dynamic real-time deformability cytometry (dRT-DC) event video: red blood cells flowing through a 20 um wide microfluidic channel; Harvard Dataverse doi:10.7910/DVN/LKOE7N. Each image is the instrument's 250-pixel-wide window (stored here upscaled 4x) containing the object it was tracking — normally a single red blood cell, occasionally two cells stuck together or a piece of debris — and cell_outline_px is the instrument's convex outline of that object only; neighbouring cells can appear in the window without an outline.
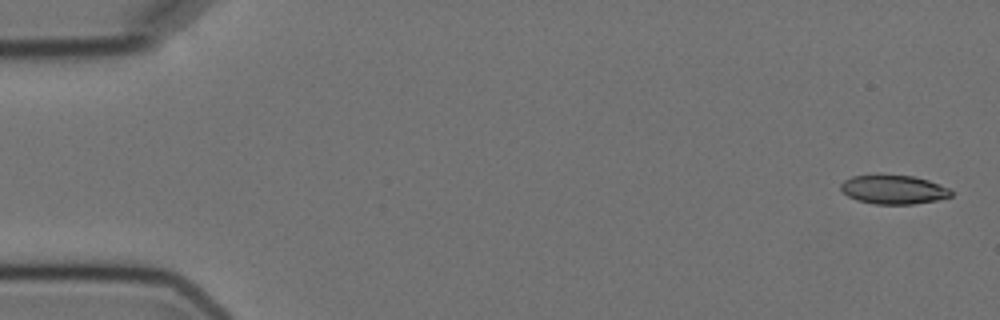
{"species": "Egyptian fruit bat (a non-hibernating species)", "species_latin": "Rousettus aegyptiacus", "temperature_condition": "cold", "stored_images_in_passage": 6, "segment_of_instrument_passage": [1, 2], "camera_frame_rate_fps": 3000, "um_per_image_px": 0.085, "animal": {"sex": "female"}, "frame": {"image": 1, "passage_image": 1, "time_ms": 0.0, "image_size_px": [1000, 320], "cell_outline_px": [[952, 196], [936, 200], [912, 204], [876, 204], [856, 200], [848, 196], [840, 188], [840, 184], [844, 180], [852, 176], [876, 172], [912, 176], [928, 180], [948, 188], [952, 192]], "centroid_in_image_um": [75.89, 16.07], "position_along_channel_um": 9.1, "area_um2": 19.07}}
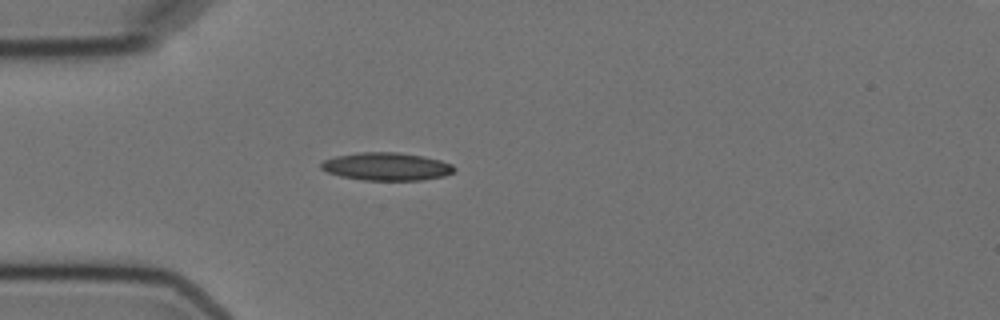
{"frame": {"image": 2, "passage_image": 5, "time_ms": 4.667, "image_size_px": [1000, 320], "cell_outline_px": [[456, 168], [452, 172], [444, 176], [420, 180], [364, 180], [340, 176], [328, 172], [320, 168], [320, 164], [324, 160], [336, 156], [360, 152], [400, 152], [424, 156], [440, 160], [452, 164]], "centroid_in_image_um": [32.86, 14.15], "position_along_channel_um": 52.1, "area_um2": 21.62}}